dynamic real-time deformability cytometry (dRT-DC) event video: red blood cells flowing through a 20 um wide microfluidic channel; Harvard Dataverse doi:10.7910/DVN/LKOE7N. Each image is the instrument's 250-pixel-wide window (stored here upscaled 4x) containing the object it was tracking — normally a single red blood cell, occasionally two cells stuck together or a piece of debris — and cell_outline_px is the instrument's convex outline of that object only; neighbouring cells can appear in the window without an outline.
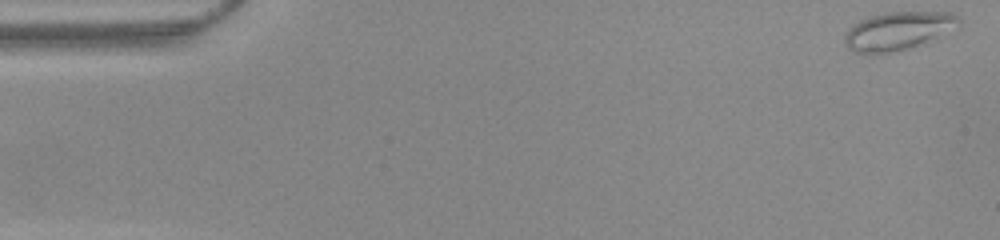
{"species": "common noctule bat (a hibernating species)", "species_latin": "Nyctalus noctula", "temperature_condition": "warm", "stored_images_in_passage": 52, "camera_frame_rate_fps": 3000, "um_per_image_px": 0.085, "animal": {"sex": "female", "body_mass_g": 22.0, "forearm_length_mm": 56.7}, "frame": {"image": 1, "passage_image": 1, "time_ms": 0.0, "image_size_px": [1000, 240], "cell_outline_px": [[960, 20], [932, 36], [908, 48], [880, 56], [856, 52], [848, 48], [844, 44], [844, 36], [848, 28], [860, 20], [884, 12], [952, 12], [960, 16]], "centroid_in_image_um": [76.13, 2.63], "position_along_channel_um": 8.9, "area_um2": 24.57}}
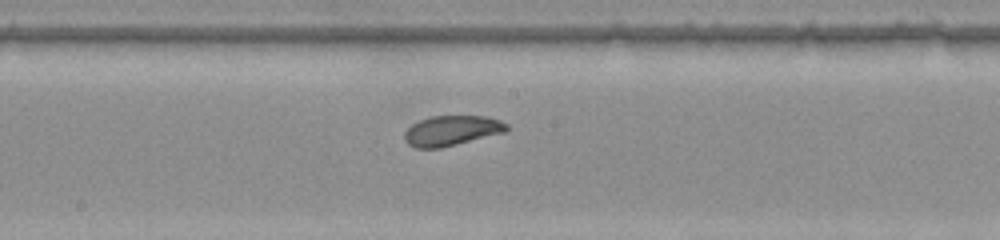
{"frame": {"image": 2, "passage_image": 27, "time_ms": 8.667, "image_size_px": [1000, 240], "cell_outline_px": [[508, 128], [504, 132], [440, 148], [416, 148], [408, 144], [404, 140], [404, 132], [412, 124], [420, 120], [432, 116], [488, 116], [500, 120], [508, 124]], "centroid_in_image_um": [38.37, 11.09], "position_along_channel_um": 209.8, "area_um2": 17.8}}
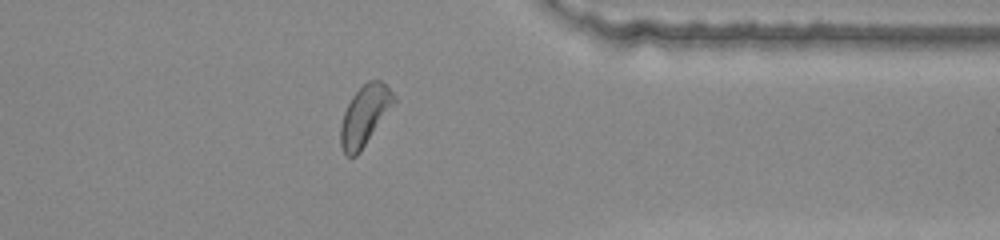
{"frame": {"image": 3, "passage_image": 41, "time_ms": 13.333, "image_size_px": [1000, 240], "cell_outline_px": [[396, 100], [360, 152], [356, 156], [348, 156], [344, 152], [340, 144], [340, 128], [344, 112], [352, 96], [368, 80], [380, 80], [396, 96]], "centroid_in_image_um": [30.98, 9.82], "position_along_channel_um": 380.4, "area_um2": 18.21}, "authors_computed_cell_mechanics": {"area_um2": 19.3919, "velocity_mm_per_s": 3.8851, "shape_relaxation_time_tau1_ms": 5.5276, "shape_relaxation_time_tau2_ms": 3.8794, "deformation_change_tau1": 0.1098, "deformation_change_tau2": 0.1075}}